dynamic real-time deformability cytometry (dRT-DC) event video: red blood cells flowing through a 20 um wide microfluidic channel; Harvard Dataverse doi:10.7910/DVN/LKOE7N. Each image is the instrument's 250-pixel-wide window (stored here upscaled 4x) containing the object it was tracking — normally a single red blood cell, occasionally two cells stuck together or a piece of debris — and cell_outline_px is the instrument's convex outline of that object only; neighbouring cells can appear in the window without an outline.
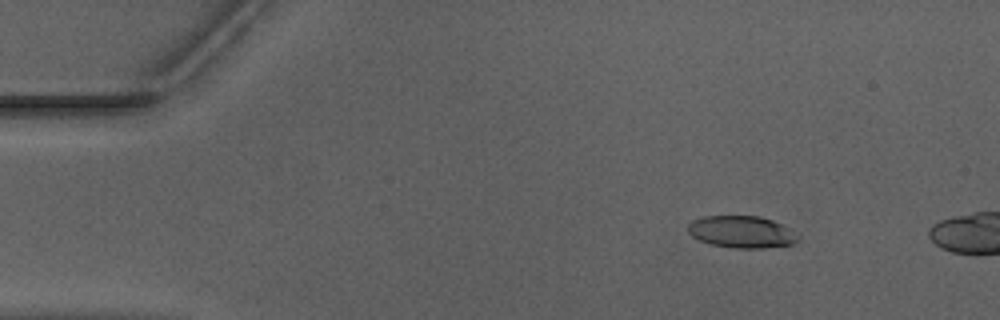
{"species": "Egyptian fruit bat (a non-hibernating species)", "species_latin": "Rousettus aegyptiacus", "temperature_condition": "warm", "stored_images_in_passage": 8, "camera_frame_rate_fps": 3000, "um_per_image_px": 0.085, "animal": {"sex": "male"}, "frame": {"image": 1, "passage_image": 3, "time_ms": 0.667, "image_size_px": [1000, 320], "cell_outline_px": [[800, 240], [792, 244], [764, 248], [732, 248], [712, 244], [700, 240], [692, 236], [688, 232], [688, 224], [692, 220], [704, 216], [760, 216], [772, 220], [788, 228], [800, 236]], "centroid_in_image_um": [63.04, 19.71], "position_along_channel_um": 22.0, "area_um2": 20.52}}